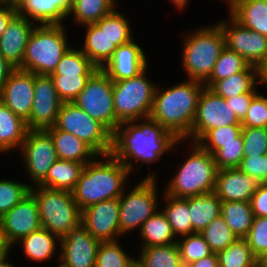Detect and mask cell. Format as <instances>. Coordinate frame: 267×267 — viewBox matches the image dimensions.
<instances>
[{
  "mask_svg": "<svg viewBox=\"0 0 267 267\" xmlns=\"http://www.w3.org/2000/svg\"><path fill=\"white\" fill-rule=\"evenodd\" d=\"M20 148L30 179L38 185L58 160L52 137L46 130H28Z\"/></svg>",
  "mask_w": 267,
  "mask_h": 267,
  "instance_id": "5bb4252c",
  "label": "cell"
},
{
  "mask_svg": "<svg viewBox=\"0 0 267 267\" xmlns=\"http://www.w3.org/2000/svg\"><path fill=\"white\" fill-rule=\"evenodd\" d=\"M266 156H251L243 158L238 168L248 176L256 178L260 183H266Z\"/></svg>",
  "mask_w": 267,
  "mask_h": 267,
  "instance_id": "816d5d0a",
  "label": "cell"
},
{
  "mask_svg": "<svg viewBox=\"0 0 267 267\" xmlns=\"http://www.w3.org/2000/svg\"><path fill=\"white\" fill-rule=\"evenodd\" d=\"M84 166L85 164L77 161L58 159L38 185L49 189L72 192Z\"/></svg>",
  "mask_w": 267,
  "mask_h": 267,
  "instance_id": "f546056e",
  "label": "cell"
},
{
  "mask_svg": "<svg viewBox=\"0 0 267 267\" xmlns=\"http://www.w3.org/2000/svg\"><path fill=\"white\" fill-rule=\"evenodd\" d=\"M99 157L107 160L104 162L96 158L85 164L72 191L81 211L100 201L120 197L130 175L129 170L112 154Z\"/></svg>",
  "mask_w": 267,
  "mask_h": 267,
  "instance_id": "3957f363",
  "label": "cell"
},
{
  "mask_svg": "<svg viewBox=\"0 0 267 267\" xmlns=\"http://www.w3.org/2000/svg\"><path fill=\"white\" fill-rule=\"evenodd\" d=\"M260 83L266 84L267 86V62L264 64V66L260 69Z\"/></svg>",
  "mask_w": 267,
  "mask_h": 267,
  "instance_id": "91938a15",
  "label": "cell"
},
{
  "mask_svg": "<svg viewBox=\"0 0 267 267\" xmlns=\"http://www.w3.org/2000/svg\"><path fill=\"white\" fill-rule=\"evenodd\" d=\"M243 145V142L222 144V148L213 155L217 169L238 168L244 158Z\"/></svg>",
  "mask_w": 267,
  "mask_h": 267,
  "instance_id": "c3c4849f",
  "label": "cell"
},
{
  "mask_svg": "<svg viewBox=\"0 0 267 267\" xmlns=\"http://www.w3.org/2000/svg\"><path fill=\"white\" fill-rule=\"evenodd\" d=\"M34 82V73L16 68L0 91V101L25 121L31 114Z\"/></svg>",
  "mask_w": 267,
  "mask_h": 267,
  "instance_id": "d6986e66",
  "label": "cell"
},
{
  "mask_svg": "<svg viewBox=\"0 0 267 267\" xmlns=\"http://www.w3.org/2000/svg\"><path fill=\"white\" fill-rule=\"evenodd\" d=\"M15 69L16 68L10 64L0 53V91Z\"/></svg>",
  "mask_w": 267,
  "mask_h": 267,
  "instance_id": "9f6ffc18",
  "label": "cell"
},
{
  "mask_svg": "<svg viewBox=\"0 0 267 267\" xmlns=\"http://www.w3.org/2000/svg\"><path fill=\"white\" fill-rule=\"evenodd\" d=\"M81 223L100 242L116 241L120 232L119 197L103 200L81 211Z\"/></svg>",
  "mask_w": 267,
  "mask_h": 267,
  "instance_id": "e0dca14e",
  "label": "cell"
},
{
  "mask_svg": "<svg viewBox=\"0 0 267 267\" xmlns=\"http://www.w3.org/2000/svg\"><path fill=\"white\" fill-rule=\"evenodd\" d=\"M128 22L124 14L114 9L96 22V24L102 30H105L113 43L120 46L133 40V32Z\"/></svg>",
  "mask_w": 267,
  "mask_h": 267,
  "instance_id": "ab89813d",
  "label": "cell"
},
{
  "mask_svg": "<svg viewBox=\"0 0 267 267\" xmlns=\"http://www.w3.org/2000/svg\"><path fill=\"white\" fill-rule=\"evenodd\" d=\"M146 69L133 78L113 81L114 111L120 124L150 116L157 85L146 77Z\"/></svg>",
  "mask_w": 267,
  "mask_h": 267,
  "instance_id": "ba28073f",
  "label": "cell"
},
{
  "mask_svg": "<svg viewBox=\"0 0 267 267\" xmlns=\"http://www.w3.org/2000/svg\"><path fill=\"white\" fill-rule=\"evenodd\" d=\"M225 36V46L250 65L261 69L267 62V36L242 26L231 15L228 22L218 23Z\"/></svg>",
  "mask_w": 267,
  "mask_h": 267,
  "instance_id": "7c38bea8",
  "label": "cell"
},
{
  "mask_svg": "<svg viewBox=\"0 0 267 267\" xmlns=\"http://www.w3.org/2000/svg\"><path fill=\"white\" fill-rule=\"evenodd\" d=\"M144 50L135 41L120 45L101 70L112 80L133 78L147 67Z\"/></svg>",
  "mask_w": 267,
  "mask_h": 267,
  "instance_id": "ffe728a7",
  "label": "cell"
},
{
  "mask_svg": "<svg viewBox=\"0 0 267 267\" xmlns=\"http://www.w3.org/2000/svg\"><path fill=\"white\" fill-rule=\"evenodd\" d=\"M98 68L75 47H70L51 74H94Z\"/></svg>",
  "mask_w": 267,
  "mask_h": 267,
  "instance_id": "7bdbcfd3",
  "label": "cell"
},
{
  "mask_svg": "<svg viewBox=\"0 0 267 267\" xmlns=\"http://www.w3.org/2000/svg\"><path fill=\"white\" fill-rule=\"evenodd\" d=\"M18 0H8V3H15Z\"/></svg>",
  "mask_w": 267,
  "mask_h": 267,
  "instance_id": "a7ac6f4b",
  "label": "cell"
},
{
  "mask_svg": "<svg viewBox=\"0 0 267 267\" xmlns=\"http://www.w3.org/2000/svg\"><path fill=\"white\" fill-rule=\"evenodd\" d=\"M28 130L26 121L0 101V153L20 149Z\"/></svg>",
  "mask_w": 267,
  "mask_h": 267,
  "instance_id": "484cf974",
  "label": "cell"
},
{
  "mask_svg": "<svg viewBox=\"0 0 267 267\" xmlns=\"http://www.w3.org/2000/svg\"><path fill=\"white\" fill-rule=\"evenodd\" d=\"M228 125L242 124L223 97L204 87L198 99L191 140L196 143L207 131Z\"/></svg>",
  "mask_w": 267,
  "mask_h": 267,
  "instance_id": "4fadbf2b",
  "label": "cell"
},
{
  "mask_svg": "<svg viewBox=\"0 0 267 267\" xmlns=\"http://www.w3.org/2000/svg\"><path fill=\"white\" fill-rule=\"evenodd\" d=\"M8 257L6 256L4 259H2L0 261V267H14L13 263L10 264V262H8Z\"/></svg>",
  "mask_w": 267,
  "mask_h": 267,
  "instance_id": "be15d7a7",
  "label": "cell"
},
{
  "mask_svg": "<svg viewBox=\"0 0 267 267\" xmlns=\"http://www.w3.org/2000/svg\"><path fill=\"white\" fill-rule=\"evenodd\" d=\"M36 25L28 39L19 69L38 75H50L71 46L67 44L63 24Z\"/></svg>",
  "mask_w": 267,
  "mask_h": 267,
  "instance_id": "277c9868",
  "label": "cell"
},
{
  "mask_svg": "<svg viewBox=\"0 0 267 267\" xmlns=\"http://www.w3.org/2000/svg\"><path fill=\"white\" fill-rule=\"evenodd\" d=\"M128 194L119 197V222L121 234L141 229L143 223L158 211V192L155 174H147ZM126 195V196H125Z\"/></svg>",
  "mask_w": 267,
  "mask_h": 267,
  "instance_id": "30bf717a",
  "label": "cell"
},
{
  "mask_svg": "<svg viewBox=\"0 0 267 267\" xmlns=\"http://www.w3.org/2000/svg\"><path fill=\"white\" fill-rule=\"evenodd\" d=\"M221 204L214 192L189 197L192 234L202 232L209 223L221 215Z\"/></svg>",
  "mask_w": 267,
  "mask_h": 267,
  "instance_id": "f1b7e54d",
  "label": "cell"
},
{
  "mask_svg": "<svg viewBox=\"0 0 267 267\" xmlns=\"http://www.w3.org/2000/svg\"><path fill=\"white\" fill-rule=\"evenodd\" d=\"M17 14L43 24H63L70 15V0H18L15 2Z\"/></svg>",
  "mask_w": 267,
  "mask_h": 267,
  "instance_id": "603a6c76",
  "label": "cell"
},
{
  "mask_svg": "<svg viewBox=\"0 0 267 267\" xmlns=\"http://www.w3.org/2000/svg\"><path fill=\"white\" fill-rule=\"evenodd\" d=\"M17 14L15 3H0V36L9 21Z\"/></svg>",
  "mask_w": 267,
  "mask_h": 267,
  "instance_id": "11a10c76",
  "label": "cell"
},
{
  "mask_svg": "<svg viewBox=\"0 0 267 267\" xmlns=\"http://www.w3.org/2000/svg\"><path fill=\"white\" fill-rule=\"evenodd\" d=\"M257 265L259 267H267V252H265L257 259Z\"/></svg>",
  "mask_w": 267,
  "mask_h": 267,
  "instance_id": "6125c7cd",
  "label": "cell"
},
{
  "mask_svg": "<svg viewBox=\"0 0 267 267\" xmlns=\"http://www.w3.org/2000/svg\"><path fill=\"white\" fill-rule=\"evenodd\" d=\"M10 247L5 242L3 235L0 233V261L9 255Z\"/></svg>",
  "mask_w": 267,
  "mask_h": 267,
  "instance_id": "680465c9",
  "label": "cell"
},
{
  "mask_svg": "<svg viewBox=\"0 0 267 267\" xmlns=\"http://www.w3.org/2000/svg\"><path fill=\"white\" fill-rule=\"evenodd\" d=\"M254 217L267 216V183H260L250 200Z\"/></svg>",
  "mask_w": 267,
  "mask_h": 267,
  "instance_id": "db71d44e",
  "label": "cell"
},
{
  "mask_svg": "<svg viewBox=\"0 0 267 267\" xmlns=\"http://www.w3.org/2000/svg\"><path fill=\"white\" fill-rule=\"evenodd\" d=\"M72 103L103 124L112 134L120 125L114 111L113 81L101 69L90 77Z\"/></svg>",
  "mask_w": 267,
  "mask_h": 267,
  "instance_id": "8fae6325",
  "label": "cell"
},
{
  "mask_svg": "<svg viewBox=\"0 0 267 267\" xmlns=\"http://www.w3.org/2000/svg\"><path fill=\"white\" fill-rule=\"evenodd\" d=\"M83 26L87 28V32L81 51L98 69H101L113 56L118 46L111 41L105 30H102L96 23Z\"/></svg>",
  "mask_w": 267,
  "mask_h": 267,
  "instance_id": "d4e9b609",
  "label": "cell"
},
{
  "mask_svg": "<svg viewBox=\"0 0 267 267\" xmlns=\"http://www.w3.org/2000/svg\"><path fill=\"white\" fill-rule=\"evenodd\" d=\"M242 125H228L207 131L196 143L210 154L214 155L222 144L243 142Z\"/></svg>",
  "mask_w": 267,
  "mask_h": 267,
  "instance_id": "f35d334b",
  "label": "cell"
},
{
  "mask_svg": "<svg viewBox=\"0 0 267 267\" xmlns=\"http://www.w3.org/2000/svg\"><path fill=\"white\" fill-rule=\"evenodd\" d=\"M245 239L257 259L267 252V216L254 217Z\"/></svg>",
  "mask_w": 267,
  "mask_h": 267,
  "instance_id": "681fc988",
  "label": "cell"
},
{
  "mask_svg": "<svg viewBox=\"0 0 267 267\" xmlns=\"http://www.w3.org/2000/svg\"><path fill=\"white\" fill-rule=\"evenodd\" d=\"M31 185L9 179L0 180V218L18 204L28 193Z\"/></svg>",
  "mask_w": 267,
  "mask_h": 267,
  "instance_id": "bcb514c9",
  "label": "cell"
},
{
  "mask_svg": "<svg viewBox=\"0 0 267 267\" xmlns=\"http://www.w3.org/2000/svg\"><path fill=\"white\" fill-rule=\"evenodd\" d=\"M267 160V153L265 154ZM266 183H267V161H266Z\"/></svg>",
  "mask_w": 267,
  "mask_h": 267,
  "instance_id": "03108f58",
  "label": "cell"
},
{
  "mask_svg": "<svg viewBox=\"0 0 267 267\" xmlns=\"http://www.w3.org/2000/svg\"><path fill=\"white\" fill-rule=\"evenodd\" d=\"M177 239V246L183 266L213 253L200 233H193Z\"/></svg>",
  "mask_w": 267,
  "mask_h": 267,
  "instance_id": "ee69618b",
  "label": "cell"
},
{
  "mask_svg": "<svg viewBox=\"0 0 267 267\" xmlns=\"http://www.w3.org/2000/svg\"><path fill=\"white\" fill-rule=\"evenodd\" d=\"M204 87L202 82L189 79L161 91L156 87L149 118L181 141L190 138L199 95Z\"/></svg>",
  "mask_w": 267,
  "mask_h": 267,
  "instance_id": "7a4b0ae2",
  "label": "cell"
},
{
  "mask_svg": "<svg viewBox=\"0 0 267 267\" xmlns=\"http://www.w3.org/2000/svg\"><path fill=\"white\" fill-rule=\"evenodd\" d=\"M219 267H255L257 258L245 238H237L226 249L217 253Z\"/></svg>",
  "mask_w": 267,
  "mask_h": 267,
  "instance_id": "8d00e7d4",
  "label": "cell"
},
{
  "mask_svg": "<svg viewBox=\"0 0 267 267\" xmlns=\"http://www.w3.org/2000/svg\"><path fill=\"white\" fill-rule=\"evenodd\" d=\"M34 28L33 21L16 14L0 36V53L15 68L22 66L25 48Z\"/></svg>",
  "mask_w": 267,
  "mask_h": 267,
  "instance_id": "7402d4cb",
  "label": "cell"
},
{
  "mask_svg": "<svg viewBox=\"0 0 267 267\" xmlns=\"http://www.w3.org/2000/svg\"><path fill=\"white\" fill-rule=\"evenodd\" d=\"M170 2L173 3L178 10H182L185 6H187L189 0H170Z\"/></svg>",
  "mask_w": 267,
  "mask_h": 267,
  "instance_id": "94428289",
  "label": "cell"
},
{
  "mask_svg": "<svg viewBox=\"0 0 267 267\" xmlns=\"http://www.w3.org/2000/svg\"><path fill=\"white\" fill-rule=\"evenodd\" d=\"M115 3V0H78L72 5L70 14L79 25L96 23L116 9Z\"/></svg>",
  "mask_w": 267,
  "mask_h": 267,
  "instance_id": "d590c367",
  "label": "cell"
},
{
  "mask_svg": "<svg viewBox=\"0 0 267 267\" xmlns=\"http://www.w3.org/2000/svg\"><path fill=\"white\" fill-rule=\"evenodd\" d=\"M0 3H8V0H0Z\"/></svg>",
  "mask_w": 267,
  "mask_h": 267,
  "instance_id": "89a4df30",
  "label": "cell"
},
{
  "mask_svg": "<svg viewBox=\"0 0 267 267\" xmlns=\"http://www.w3.org/2000/svg\"><path fill=\"white\" fill-rule=\"evenodd\" d=\"M139 232L143 240V245L141 244L140 248L173 244L178 239L175 237L172 227L162 210H158L148 218Z\"/></svg>",
  "mask_w": 267,
  "mask_h": 267,
  "instance_id": "4dcf8cb0",
  "label": "cell"
},
{
  "mask_svg": "<svg viewBox=\"0 0 267 267\" xmlns=\"http://www.w3.org/2000/svg\"><path fill=\"white\" fill-rule=\"evenodd\" d=\"M52 137L57 158L87 164L99 156L89 145L71 133L54 126L45 129Z\"/></svg>",
  "mask_w": 267,
  "mask_h": 267,
  "instance_id": "cb8c5ba5",
  "label": "cell"
},
{
  "mask_svg": "<svg viewBox=\"0 0 267 267\" xmlns=\"http://www.w3.org/2000/svg\"><path fill=\"white\" fill-rule=\"evenodd\" d=\"M100 243L80 222L65 237L60 239L59 244L62 252L58 261L67 267H95Z\"/></svg>",
  "mask_w": 267,
  "mask_h": 267,
  "instance_id": "ac0fdd59",
  "label": "cell"
},
{
  "mask_svg": "<svg viewBox=\"0 0 267 267\" xmlns=\"http://www.w3.org/2000/svg\"><path fill=\"white\" fill-rule=\"evenodd\" d=\"M93 74H50L62 102H73Z\"/></svg>",
  "mask_w": 267,
  "mask_h": 267,
  "instance_id": "f6af8a7d",
  "label": "cell"
},
{
  "mask_svg": "<svg viewBox=\"0 0 267 267\" xmlns=\"http://www.w3.org/2000/svg\"><path fill=\"white\" fill-rule=\"evenodd\" d=\"M116 241H106L99 244L95 267H136V259L125 254Z\"/></svg>",
  "mask_w": 267,
  "mask_h": 267,
  "instance_id": "60d3db41",
  "label": "cell"
},
{
  "mask_svg": "<svg viewBox=\"0 0 267 267\" xmlns=\"http://www.w3.org/2000/svg\"><path fill=\"white\" fill-rule=\"evenodd\" d=\"M221 216L238 238H245L251 229L254 214L250 202H222Z\"/></svg>",
  "mask_w": 267,
  "mask_h": 267,
  "instance_id": "d6a6232c",
  "label": "cell"
},
{
  "mask_svg": "<svg viewBox=\"0 0 267 267\" xmlns=\"http://www.w3.org/2000/svg\"><path fill=\"white\" fill-rule=\"evenodd\" d=\"M136 267H184L177 243L141 248Z\"/></svg>",
  "mask_w": 267,
  "mask_h": 267,
  "instance_id": "e575fe53",
  "label": "cell"
},
{
  "mask_svg": "<svg viewBox=\"0 0 267 267\" xmlns=\"http://www.w3.org/2000/svg\"><path fill=\"white\" fill-rule=\"evenodd\" d=\"M179 143L181 140L171 132L151 118H146L143 123L138 124L134 120L123 122L117 127L112 135L111 154L131 172L134 159L143 164L155 163L164 152Z\"/></svg>",
  "mask_w": 267,
  "mask_h": 267,
  "instance_id": "6da1fadb",
  "label": "cell"
},
{
  "mask_svg": "<svg viewBox=\"0 0 267 267\" xmlns=\"http://www.w3.org/2000/svg\"><path fill=\"white\" fill-rule=\"evenodd\" d=\"M229 13L242 26L267 36V0H237Z\"/></svg>",
  "mask_w": 267,
  "mask_h": 267,
  "instance_id": "83f0119b",
  "label": "cell"
},
{
  "mask_svg": "<svg viewBox=\"0 0 267 267\" xmlns=\"http://www.w3.org/2000/svg\"><path fill=\"white\" fill-rule=\"evenodd\" d=\"M257 92H247L241 95L226 98L227 105L232 109L238 120L242 122L247 114L250 107L252 98Z\"/></svg>",
  "mask_w": 267,
  "mask_h": 267,
  "instance_id": "f5cc1de1",
  "label": "cell"
},
{
  "mask_svg": "<svg viewBox=\"0 0 267 267\" xmlns=\"http://www.w3.org/2000/svg\"><path fill=\"white\" fill-rule=\"evenodd\" d=\"M250 64L236 52L226 46L221 51L210 77L203 83L210 88L216 81L223 80L233 74L245 70Z\"/></svg>",
  "mask_w": 267,
  "mask_h": 267,
  "instance_id": "74e56055",
  "label": "cell"
},
{
  "mask_svg": "<svg viewBox=\"0 0 267 267\" xmlns=\"http://www.w3.org/2000/svg\"><path fill=\"white\" fill-rule=\"evenodd\" d=\"M183 42L182 64L189 80L204 83L225 48V36L218 23L193 30Z\"/></svg>",
  "mask_w": 267,
  "mask_h": 267,
  "instance_id": "5b68a950",
  "label": "cell"
},
{
  "mask_svg": "<svg viewBox=\"0 0 267 267\" xmlns=\"http://www.w3.org/2000/svg\"><path fill=\"white\" fill-rule=\"evenodd\" d=\"M226 1H227L226 3L230 6V7L228 6V8H229L228 11H231L234 8L237 0H226Z\"/></svg>",
  "mask_w": 267,
  "mask_h": 267,
  "instance_id": "e7e4bbea",
  "label": "cell"
},
{
  "mask_svg": "<svg viewBox=\"0 0 267 267\" xmlns=\"http://www.w3.org/2000/svg\"><path fill=\"white\" fill-rule=\"evenodd\" d=\"M259 185L256 178L248 176L239 168L221 169L216 174L214 193L221 202H250Z\"/></svg>",
  "mask_w": 267,
  "mask_h": 267,
  "instance_id": "44dd1931",
  "label": "cell"
},
{
  "mask_svg": "<svg viewBox=\"0 0 267 267\" xmlns=\"http://www.w3.org/2000/svg\"><path fill=\"white\" fill-rule=\"evenodd\" d=\"M192 151L166 186L165 194L175 198L214 192L217 167L214 157L193 142Z\"/></svg>",
  "mask_w": 267,
  "mask_h": 267,
  "instance_id": "8992f818",
  "label": "cell"
},
{
  "mask_svg": "<svg viewBox=\"0 0 267 267\" xmlns=\"http://www.w3.org/2000/svg\"><path fill=\"white\" fill-rule=\"evenodd\" d=\"M76 1H78V0H70L71 5H73Z\"/></svg>",
  "mask_w": 267,
  "mask_h": 267,
  "instance_id": "2644e50d",
  "label": "cell"
},
{
  "mask_svg": "<svg viewBox=\"0 0 267 267\" xmlns=\"http://www.w3.org/2000/svg\"><path fill=\"white\" fill-rule=\"evenodd\" d=\"M185 267H219L217 253H212L200 260L186 265Z\"/></svg>",
  "mask_w": 267,
  "mask_h": 267,
  "instance_id": "6f0895ef",
  "label": "cell"
},
{
  "mask_svg": "<svg viewBox=\"0 0 267 267\" xmlns=\"http://www.w3.org/2000/svg\"><path fill=\"white\" fill-rule=\"evenodd\" d=\"M166 206L161 209L165 214L175 237L192 234V222L189 212V197L175 198L164 193Z\"/></svg>",
  "mask_w": 267,
  "mask_h": 267,
  "instance_id": "836d02e7",
  "label": "cell"
},
{
  "mask_svg": "<svg viewBox=\"0 0 267 267\" xmlns=\"http://www.w3.org/2000/svg\"><path fill=\"white\" fill-rule=\"evenodd\" d=\"M200 234L209 244L213 253H218L226 249L228 245L232 244L238 238L221 215L209 223Z\"/></svg>",
  "mask_w": 267,
  "mask_h": 267,
  "instance_id": "b9f144b4",
  "label": "cell"
},
{
  "mask_svg": "<svg viewBox=\"0 0 267 267\" xmlns=\"http://www.w3.org/2000/svg\"><path fill=\"white\" fill-rule=\"evenodd\" d=\"M56 241L58 243L60 239L50 231L41 227L16 243H21L24 254L28 259L30 258L33 261L41 262L51 259L57 246Z\"/></svg>",
  "mask_w": 267,
  "mask_h": 267,
  "instance_id": "1f68e13d",
  "label": "cell"
},
{
  "mask_svg": "<svg viewBox=\"0 0 267 267\" xmlns=\"http://www.w3.org/2000/svg\"><path fill=\"white\" fill-rule=\"evenodd\" d=\"M34 92L31 114L26 120L27 127L29 130H45L55 125L63 102L50 75L35 74Z\"/></svg>",
  "mask_w": 267,
  "mask_h": 267,
  "instance_id": "9a60e30c",
  "label": "cell"
},
{
  "mask_svg": "<svg viewBox=\"0 0 267 267\" xmlns=\"http://www.w3.org/2000/svg\"><path fill=\"white\" fill-rule=\"evenodd\" d=\"M60 264L57 267H67L66 265H64L62 262H59Z\"/></svg>",
  "mask_w": 267,
  "mask_h": 267,
  "instance_id": "003e7915",
  "label": "cell"
},
{
  "mask_svg": "<svg viewBox=\"0 0 267 267\" xmlns=\"http://www.w3.org/2000/svg\"><path fill=\"white\" fill-rule=\"evenodd\" d=\"M243 127L267 128V97L258 93L252 98Z\"/></svg>",
  "mask_w": 267,
  "mask_h": 267,
  "instance_id": "f907efd6",
  "label": "cell"
},
{
  "mask_svg": "<svg viewBox=\"0 0 267 267\" xmlns=\"http://www.w3.org/2000/svg\"><path fill=\"white\" fill-rule=\"evenodd\" d=\"M244 158L261 156L267 153V128L243 127Z\"/></svg>",
  "mask_w": 267,
  "mask_h": 267,
  "instance_id": "7dc6e473",
  "label": "cell"
},
{
  "mask_svg": "<svg viewBox=\"0 0 267 267\" xmlns=\"http://www.w3.org/2000/svg\"><path fill=\"white\" fill-rule=\"evenodd\" d=\"M54 127L78 137L99 156L111 154L113 134L72 102L60 106Z\"/></svg>",
  "mask_w": 267,
  "mask_h": 267,
  "instance_id": "9c48e42d",
  "label": "cell"
},
{
  "mask_svg": "<svg viewBox=\"0 0 267 267\" xmlns=\"http://www.w3.org/2000/svg\"><path fill=\"white\" fill-rule=\"evenodd\" d=\"M259 78V81L257 79ZM260 81V69L249 65L245 70L223 80L216 81L209 89L224 99L247 92H257L256 84Z\"/></svg>",
  "mask_w": 267,
  "mask_h": 267,
  "instance_id": "4316f807",
  "label": "cell"
},
{
  "mask_svg": "<svg viewBox=\"0 0 267 267\" xmlns=\"http://www.w3.org/2000/svg\"><path fill=\"white\" fill-rule=\"evenodd\" d=\"M32 186L30 193L38 204L41 226L62 239L81 222V210L72 192Z\"/></svg>",
  "mask_w": 267,
  "mask_h": 267,
  "instance_id": "52a82bcc",
  "label": "cell"
},
{
  "mask_svg": "<svg viewBox=\"0 0 267 267\" xmlns=\"http://www.w3.org/2000/svg\"><path fill=\"white\" fill-rule=\"evenodd\" d=\"M41 227L38 204L31 193L0 218V233L10 248Z\"/></svg>",
  "mask_w": 267,
  "mask_h": 267,
  "instance_id": "2e32d148",
  "label": "cell"
}]
</instances>
